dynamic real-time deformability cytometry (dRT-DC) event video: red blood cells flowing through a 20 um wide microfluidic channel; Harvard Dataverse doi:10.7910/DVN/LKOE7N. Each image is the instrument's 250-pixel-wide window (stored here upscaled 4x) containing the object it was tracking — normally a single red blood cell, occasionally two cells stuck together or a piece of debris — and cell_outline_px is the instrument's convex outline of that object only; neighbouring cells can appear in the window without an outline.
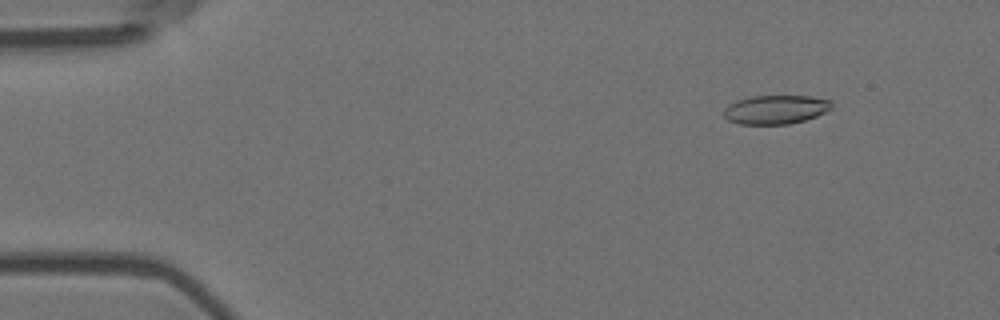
{"species": "Egyptian fruit bat (a non-hibernating species)", "species_latin": "Rousettus aegyptiacus", "temperature_condition": "room temperature", "stored_images_in_passage": 4, "camera_frame_rate_fps": 3000, "um_per_image_px": 0.085, "animal": {"sex": "female"}, "frame": {"image": 1, "passage_image": 2, "time_ms": 0.333, "image_size_px": [1000, 320], "cell_outline_px": [[832, 108], [816, 116], [804, 120], [788, 124], [740, 124], [728, 120], [724, 116], [724, 108], [728, 104], [736, 100], [752, 96], [812, 96], [832, 100]], "centroid_in_image_um": [65.93, 9.3], "position_along_channel_um": 19.1, "area_um2": 18.21}}